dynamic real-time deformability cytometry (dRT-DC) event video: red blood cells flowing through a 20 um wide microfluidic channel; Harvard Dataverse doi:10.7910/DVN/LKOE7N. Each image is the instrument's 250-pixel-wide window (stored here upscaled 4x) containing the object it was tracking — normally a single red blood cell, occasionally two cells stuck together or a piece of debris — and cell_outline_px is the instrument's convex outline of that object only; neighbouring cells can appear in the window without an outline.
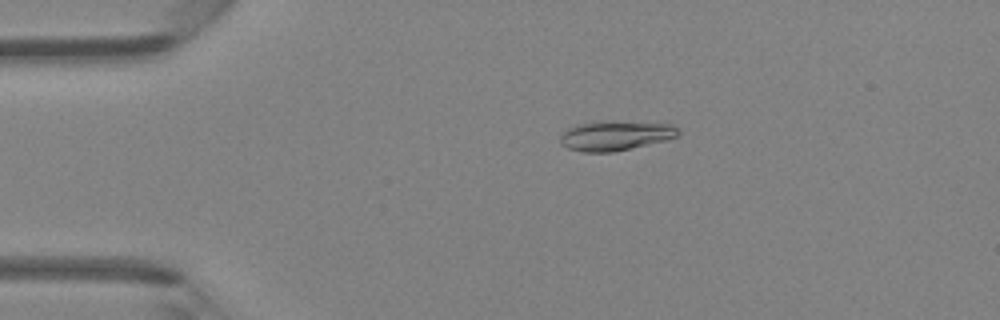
{"species": "Egyptian fruit bat (a non-hibernating species)", "species_latin": "Rousettus aegyptiacus", "temperature_condition": "room temperature", "stored_images_in_passage": 40, "camera_frame_rate_fps": 3000, "um_per_image_px": 0.085, "animal": {"sex": "female"}, "frame": {"image": 1, "passage_image": 3, "time_ms": 0.667, "image_size_px": [1000, 320], "cell_outline_px": [[680, 136], [668, 140], [612, 152], [584, 152], [568, 148], [560, 144], [560, 136], [568, 128], [576, 124], [604, 120], [612, 120], [672, 124], [680, 132]], "centroid_in_image_um": [52.33, 11.51], "position_along_channel_um": 32.7, "area_um2": 20.75}}
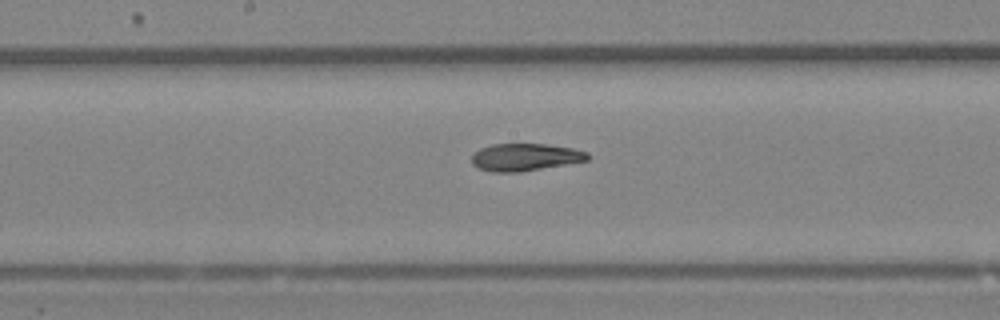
{"frame": {"image": 2, "passage_image": 18, "time_ms": 5.667, "image_size_px": [1000, 320], "cell_outline_px": [[588, 160], [520, 172], [492, 172], [480, 168], [472, 164], [472, 156], [480, 148], [492, 144], [548, 144], [572, 148], [588, 152]], "centroid_in_image_um": [44.63, 13.35], "position_along_channel_um": 203.6, "area_um2": 18.32}}
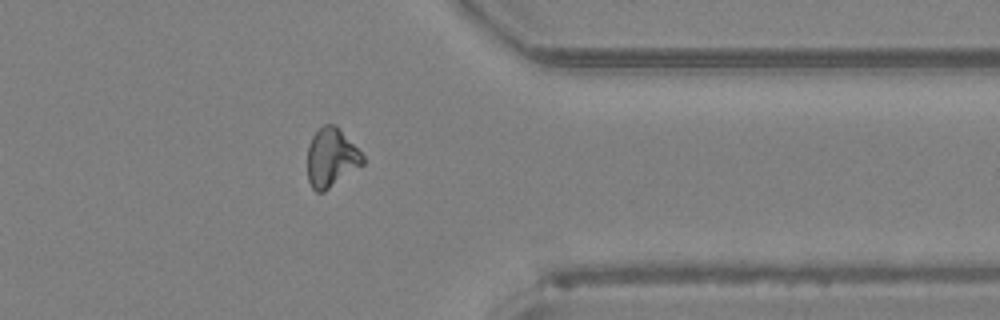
{"frame": {"image": 3, "passage_image": 31, "time_ms": 10.0, "image_size_px": [1000, 320], "cell_outline_px": [[364, 164], [324, 192], [316, 192], [312, 188], [308, 180], [308, 144], [312, 136], [324, 124], [336, 124], [364, 156]], "centroid_in_image_um": [28.16, 13.41], "position_along_channel_um": 383.2, "area_um2": 18.96}}